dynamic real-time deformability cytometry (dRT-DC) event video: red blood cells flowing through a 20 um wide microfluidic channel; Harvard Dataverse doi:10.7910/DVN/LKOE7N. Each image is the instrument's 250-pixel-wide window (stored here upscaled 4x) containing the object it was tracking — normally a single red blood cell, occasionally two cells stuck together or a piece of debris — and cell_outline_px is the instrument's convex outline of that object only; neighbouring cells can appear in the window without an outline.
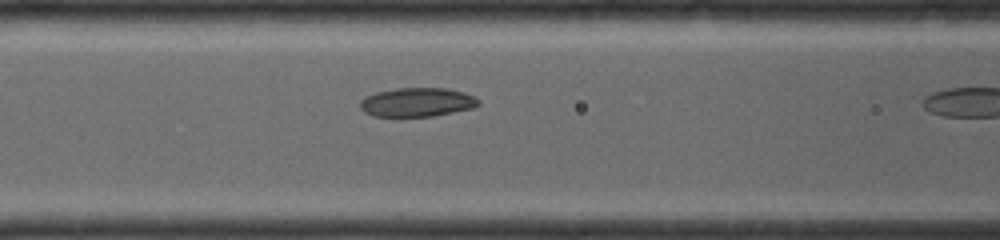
{"species": "common noctule bat (a hibernating species)", "species_latin": "Nyctalus noctula", "temperature_condition": "room temperature", "stored_images_in_passage": 6, "camera_frame_rate_fps": 4000, "um_per_image_px": 0.085, "animal": {"sex": "female", "body_mass_g": 19.0, "forearm_length_mm": 56.7}, "frame": {"image": 1, "passage_image": 5, "time_ms": 2.0, "image_size_px": [1000, 240], "cell_outline_px": [[480, 104], [476, 108], [432, 116], [372, 116], [364, 112], [360, 108], [360, 100], [364, 96], [376, 92], [396, 88], [448, 88], [464, 92], [480, 100]], "centroid_in_image_um": [35.46, 8.68], "position_along_channel_um": 131.1, "area_um2": 20.17}}